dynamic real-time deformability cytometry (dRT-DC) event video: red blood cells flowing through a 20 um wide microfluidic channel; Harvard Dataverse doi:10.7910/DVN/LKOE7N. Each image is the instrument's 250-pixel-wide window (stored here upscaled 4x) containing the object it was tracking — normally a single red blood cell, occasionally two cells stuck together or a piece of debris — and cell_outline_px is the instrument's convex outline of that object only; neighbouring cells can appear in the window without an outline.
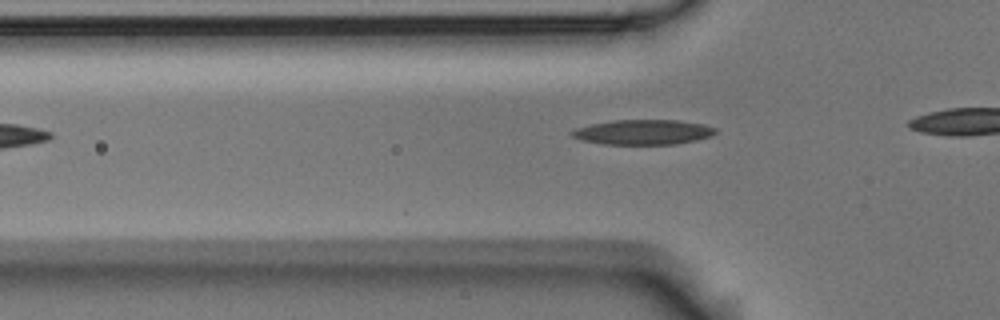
{"species": "Egyptian fruit bat (a non-hibernating species)", "species_latin": "Rousettus aegyptiacus", "temperature_condition": "room temperature", "stored_images_in_passage": 3, "camera_frame_rate_fps": 3000, "um_per_image_px": 0.085, "animal": {"sex": "male"}, "frame": {"image": 1, "passage_image": 3, "time_ms": 0.667, "image_size_px": [1000, 320], "cell_outline_px": [[716, 132], [712, 136], [696, 140], [676, 144], [604, 144], [580, 140], [568, 136], [568, 132], [576, 128], [592, 124], [612, 120], [680, 120], [704, 124], [716, 128]], "centroid_in_image_um": [54.63, 11.23], "position_along_channel_um": 71.2, "area_um2": 21.1}}